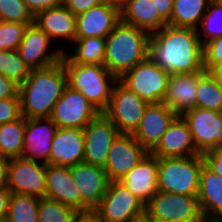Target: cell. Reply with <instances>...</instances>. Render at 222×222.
<instances>
[{
  "label": "cell",
  "instance_id": "ee69618b",
  "mask_svg": "<svg viewBox=\"0 0 222 222\" xmlns=\"http://www.w3.org/2000/svg\"><path fill=\"white\" fill-rule=\"evenodd\" d=\"M160 17L168 23L171 18L173 0H151Z\"/></svg>",
  "mask_w": 222,
  "mask_h": 222
},
{
  "label": "cell",
  "instance_id": "603a6c76",
  "mask_svg": "<svg viewBox=\"0 0 222 222\" xmlns=\"http://www.w3.org/2000/svg\"><path fill=\"white\" fill-rule=\"evenodd\" d=\"M45 197L72 207L81 214L78 185L71 177L70 167L46 164Z\"/></svg>",
  "mask_w": 222,
  "mask_h": 222
},
{
  "label": "cell",
  "instance_id": "e0dca14e",
  "mask_svg": "<svg viewBox=\"0 0 222 222\" xmlns=\"http://www.w3.org/2000/svg\"><path fill=\"white\" fill-rule=\"evenodd\" d=\"M120 21V3L105 0L76 16L75 38H106Z\"/></svg>",
  "mask_w": 222,
  "mask_h": 222
},
{
  "label": "cell",
  "instance_id": "5bb4252c",
  "mask_svg": "<svg viewBox=\"0 0 222 222\" xmlns=\"http://www.w3.org/2000/svg\"><path fill=\"white\" fill-rule=\"evenodd\" d=\"M83 133V162L104 168L109 149L120 132L104 113H100L83 129Z\"/></svg>",
  "mask_w": 222,
  "mask_h": 222
},
{
  "label": "cell",
  "instance_id": "9a60e30c",
  "mask_svg": "<svg viewBox=\"0 0 222 222\" xmlns=\"http://www.w3.org/2000/svg\"><path fill=\"white\" fill-rule=\"evenodd\" d=\"M52 44L50 37L33 23L26 27L18 52L30 70L44 68L62 60L64 48L49 51Z\"/></svg>",
  "mask_w": 222,
  "mask_h": 222
},
{
  "label": "cell",
  "instance_id": "7402d4cb",
  "mask_svg": "<svg viewBox=\"0 0 222 222\" xmlns=\"http://www.w3.org/2000/svg\"><path fill=\"white\" fill-rule=\"evenodd\" d=\"M158 157L148 153L120 180L145 205L158 192Z\"/></svg>",
  "mask_w": 222,
  "mask_h": 222
},
{
  "label": "cell",
  "instance_id": "52a82bcc",
  "mask_svg": "<svg viewBox=\"0 0 222 222\" xmlns=\"http://www.w3.org/2000/svg\"><path fill=\"white\" fill-rule=\"evenodd\" d=\"M92 213L101 222H134L145 217V204L120 181H110Z\"/></svg>",
  "mask_w": 222,
  "mask_h": 222
},
{
  "label": "cell",
  "instance_id": "484cf974",
  "mask_svg": "<svg viewBox=\"0 0 222 222\" xmlns=\"http://www.w3.org/2000/svg\"><path fill=\"white\" fill-rule=\"evenodd\" d=\"M197 199L204 219L222 218V177L203 165Z\"/></svg>",
  "mask_w": 222,
  "mask_h": 222
},
{
  "label": "cell",
  "instance_id": "f546056e",
  "mask_svg": "<svg viewBox=\"0 0 222 222\" xmlns=\"http://www.w3.org/2000/svg\"><path fill=\"white\" fill-rule=\"evenodd\" d=\"M25 118L0 125V156L13 159L21 157L24 145Z\"/></svg>",
  "mask_w": 222,
  "mask_h": 222
},
{
  "label": "cell",
  "instance_id": "b9f144b4",
  "mask_svg": "<svg viewBox=\"0 0 222 222\" xmlns=\"http://www.w3.org/2000/svg\"><path fill=\"white\" fill-rule=\"evenodd\" d=\"M19 96V85L0 74V99H8Z\"/></svg>",
  "mask_w": 222,
  "mask_h": 222
},
{
  "label": "cell",
  "instance_id": "681fc988",
  "mask_svg": "<svg viewBox=\"0 0 222 222\" xmlns=\"http://www.w3.org/2000/svg\"><path fill=\"white\" fill-rule=\"evenodd\" d=\"M203 222H222V218H220V219H203Z\"/></svg>",
  "mask_w": 222,
  "mask_h": 222
},
{
  "label": "cell",
  "instance_id": "4fadbf2b",
  "mask_svg": "<svg viewBox=\"0 0 222 222\" xmlns=\"http://www.w3.org/2000/svg\"><path fill=\"white\" fill-rule=\"evenodd\" d=\"M8 189L11 193L44 198L46 192V164L22 157L10 159Z\"/></svg>",
  "mask_w": 222,
  "mask_h": 222
},
{
  "label": "cell",
  "instance_id": "d6986e66",
  "mask_svg": "<svg viewBox=\"0 0 222 222\" xmlns=\"http://www.w3.org/2000/svg\"><path fill=\"white\" fill-rule=\"evenodd\" d=\"M178 115L166 104H149L133 137L150 152Z\"/></svg>",
  "mask_w": 222,
  "mask_h": 222
},
{
  "label": "cell",
  "instance_id": "d590c367",
  "mask_svg": "<svg viewBox=\"0 0 222 222\" xmlns=\"http://www.w3.org/2000/svg\"><path fill=\"white\" fill-rule=\"evenodd\" d=\"M0 21L31 25L34 15L24 0H0Z\"/></svg>",
  "mask_w": 222,
  "mask_h": 222
},
{
  "label": "cell",
  "instance_id": "74e56055",
  "mask_svg": "<svg viewBox=\"0 0 222 222\" xmlns=\"http://www.w3.org/2000/svg\"><path fill=\"white\" fill-rule=\"evenodd\" d=\"M204 70L222 64V36L213 38L203 45Z\"/></svg>",
  "mask_w": 222,
  "mask_h": 222
},
{
  "label": "cell",
  "instance_id": "c3c4849f",
  "mask_svg": "<svg viewBox=\"0 0 222 222\" xmlns=\"http://www.w3.org/2000/svg\"><path fill=\"white\" fill-rule=\"evenodd\" d=\"M75 222H101L93 213L80 214Z\"/></svg>",
  "mask_w": 222,
  "mask_h": 222
},
{
  "label": "cell",
  "instance_id": "f6af8a7d",
  "mask_svg": "<svg viewBox=\"0 0 222 222\" xmlns=\"http://www.w3.org/2000/svg\"><path fill=\"white\" fill-rule=\"evenodd\" d=\"M11 192L8 188L0 190V222H6Z\"/></svg>",
  "mask_w": 222,
  "mask_h": 222
},
{
  "label": "cell",
  "instance_id": "ac0fdd59",
  "mask_svg": "<svg viewBox=\"0 0 222 222\" xmlns=\"http://www.w3.org/2000/svg\"><path fill=\"white\" fill-rule=\"evenodd\" d=\"M44 122V123H43ZM56 125L51 118L25 119L24 145L21 157L49 164Z\"/></svg>",
  "mask_w": 222,
  "mask_h": 222
},
{
  "label": "cell",
  "instance_id": "7c38bea8",
  "mask_svg": "<svg viewBox=\"0 0 222 222\" xmlns=\"http://www.w3.org/2000/svg\"><path fill=\"white\" fill-rule=\"evenodd\" d=\"M72 180L78 185L81 214L92 213L104 197L110 180L103 167L81 162L70 167Z\"/></svg>",
  "mask_w": 222,
  "mask_h": 222
},
{
  "label": "cell",
  "instance_id": "f1b7e54d",
  "mask_svg": "<svg viewBox=\"0 0 222 222\" xmlns=\"http://www.w3.org/2000/svg\"><path fill=\"white\" fill-rule=\"evenodd\" d=\"M72 53L65 49L64 55L74 63L104 65L106 38L87 37L75 38Z\"/></svg>",
  "mask_w": 222,
  "mask_h": 222
},
{
  "label": "cell",
  "instance_id": "f35d334b",
  "mask_svg": "<svg viewBox=\"0 0 222 222\" xmlns=\"http://www.w3.org/2000/svg\"><path fill=\"white\" fill-rule=\"evenodd\" d=\"M20 97L0 99V125L21 117Z\"/></svg>",
  "mask_w": 222,
  "mask_h": 222
},
{
  "label": "cell",
  "instance_id": "f907efd6",
  "mask_svg": "<svg viewBox=\"0 0 222 222\" xmlns=\"http://www.w3.org/2000/svg\"><path fill=\"white\" fill-rule=\"evenodd\" d=\"M134 222H151V221H149L146 217H143V218H141L137 221H134Z\"/></svg>",
  "mask_w": 222,
  "mask_h": 222
},
{
  "label": "cell",
  "instance_id": "1f68e13d",
  "mask_svg": "<svg viewBox=\"0 0 222 222\" xmlns=\"http://www.w3.org/2000/svg\"><path fill=\"white\" fill-rule=\"evenodd\" d=\"M40 198L11 193L6 222H38Z\"/></svg>",
  "mask_w": 222,
  "mask_h": 222
},
{
  "label": "cell",
  "instance_id": "816d5d0a",
  "mask_svg": "<svg viewBox=\"0 0 222 222\" xmlns=\"http://www.w3.org/2000/svg\"><path fill=\"white\" fill-rule=\"evenodd\" d=\"M113 1L120 3V2H122L123 0H113Z\"/></svg>",
  "mask_w": 222,
  "mask_h": 222
},
{
  "label": "cell",
  "instance_id": "d6a6232c",
  "mask_svg": "<svg viewBox=\"0 0 222 222\" xmlns=\"http://www.w3.org/2000/svg\"><path fill=\"white\" fill-rule=\"evenodd\" d=\"M201 43L222 36V1L211 0L207 12L196 29Z\"/></svg>",
  "mask_w": 222,
  "mask_h": 222
},
{
  "label": "cell",
  "instance_id": "9c48e42d",
  "mask_svg": "<svg viewBox=\"0 0 222 222\" xmlns=\"http://www.w3.org/2000/svg\"><path fill=\"white\" fill-rule=\"evenodd\" d=\"M149 103L119 80L115 83L107 109L103 112L120 133L132 134L138 127Z\"/></svg>",
  "mask_w": 222,
  "mask_h": 222
},
{
  "label": "cell",
  "instance_id": "cb8c5ba5",
  "mask_svg": "<svg viewBox=\"0 0 222 222\" xmlns=\"http://www.w3.org/2000/svg\"><path fill=\"white\" fill-rule=\"evenodd\" d=\"M34 23L53 41L73 43L76 36V16L63 4L38 12Z\"/></svg>",
  "mask_w": 222,
  "mask_h": 222
},
{
  "label": "cell",
  "instance_id": "60d3db41",
  "mask_svg": "<svg viewBox=\"0 0 222 222\" xmlns=\"http://www.w3.org/2000/svg\"><path fill=\"white\" fill-rule=\"evenodd\" d=\"M104 1L105 0H63V5L77 16L92 7L98 6Z\"/></svg>",
  "mask_w": 222,
  "mask_h": 222
},
{
  "label": "cell",
  "instance_id": "d4e9b609",
  "mask_svg": "<svg viewBox=\"0 0 222 222\" xmlns=\"http://www.w3.org/2000/svg\"><path fill=\"white\" fill-rule=\"evenodd\" d=\"M197 84L198 72L170 75L162 103L166 104L177 115H182L196 107Z\"/></svg>",
  "mask_w": 222,
  "mask_h": 222
},
{
  "label": "cell",
  "instance_id": "e575fe53",
  "mask_svg": "<svg viewBox=\"0 0 222 222\" xmlns=\"http://www.w3.org/2000/svg\"><path fill=\"white\" fill-rule=\"evenodd\" d=\"M0 74L21 85L30 74V68L18 50H0Z\"/></svg>",
  "mask_w": 222,
  "mask_h": 222
},
{
  "label": "cell",
  "instance_id": "44dd1931",
  "mask_svg": "<svg viewBox=\"0 0 222 222\" xmlns=\"http://www.w3.org/2000/svg\"><path fill=\"white\" fill-rule=\"evenodd\" d=\"M158 158L189 157L199 154L194 146L187 122L178 115L158 144L149 152Z\"/></svg>",
  "mask_w": 222,
  "mask_h": 222
},
{
  "label": "cell",
  "instance_id": "ba28073f",
  "mask_svg": "<svg viewBox=\"0 0 222 222\" xmlns=\"http://www.w3.org/2000/svg\"><path fill=\"white\" fill-rule=\"evenodd\" d=\"M170 74L149 57L137 63L118 80L149 104L162 103Z\"/></svg>",
  "mask_w": 222,
  "mask_h": 222
},
{
  "label": "cell",
  "instance_id": "8992f818",
  "mask_svg": "<svg viewBox=\"0 0 222 222\" xmlns=\"http://www.w3.org/2000/svg\"><path fill=\"white\" fill-rule=\"evenodd\" d=\"M151 222H203L197 196L158 191L145 205Z\"/></svg>",
  "mask_w": 222,
  "mask_h": 222
},
{
  "label": "cell",
  "instance_id": "8d00e7d4",
  "mask_svg": "<svg viewBox=\"0 0 222 222\" xmlns=\"http://www.w3.org/2000/svg\"><path fill=\"white\" fill-rule=\"evenodd\" d=\"M26 24L0 21V50H18Z\"/></svg>",
  "mask_w": 222,
  "mask_h": 222
},
{
  "label": "cell",
  "instance_id": "4dcf8cb0",
  "mask_svg": "<svg viewBox=\"0 0 222 222\" xmlns=\"http://www.w3.org/2000/svg\"><path fill=\"white\" fill-rule=\"evenodd\" d=\"M196 107L222 113V85L209 72H198Z\"/></svg>",
  "mask_w": 222,
  "mask_h": 222
},
{
  "label": "cell",
  "instance_id": "4316f807",
  "mask_svg": "<svg viewBox=\"0 0 222 222\" xmlns=\"http://www.w3.org/2000/svg\"><path fill=\"white\" fill-rule=\"evenodd\" d=\"M120 15L123 23L136 26L149 34L167 25L151 0H123L120 2Z\"/></svg>",
  "mask_w": 222,
  "mask_h": 222
},
{
  "label": "cell",
  "instance_id": "3957f363",
  "mask_svg": "<svg viewBox=\"0 0 222 222\" xmlns=\"http://www.w3.org/2000/svg\"><path fill=\"white\" fill-rule=\"evenodd\" d=\"M150 34L120 21L106 37L104 66L118 79L148 57Z\"/></svg>",
  "mask_w": 222,
  "mask_h": 222
},
{
  "label": "cell",
  "instance_id": "8fae6325",
  "mask_svg": "<svg viewBox=\"0 0 222 222\" xmlns=\"http://www.w3.org/2000/svg\"><path fill=\"white\" fill-rule=\"evenodd\" d=\"M192 134L194 146L199 154L222 147V113L214 110L194 107L184 112Z\"/></svg>",
  "mask_w": 222,
  "mask_h": 222
},
{
  "label": "cell",
  "instance_id": "836d02e7",
  "mask_svg": "<svg viewBox=\"0 0 222 222\" xmlns=\"http://www.w3.org/2000/svg\"><path fill=\"white\" fill-rule=\"evenodd\" d=\"M79 215L75 209L57 200L40 198L38 222H75Z\"/></svg>",
  "mask_w": 222,
  "mask_h": 222
},
{
  "label": "cell",
  "instance_id": "ffe728a7",
  "mask_svg": "<svg viewBox=\"0 0 222 222\" xmlns=\"http://www.w3.org/2000/svg\"><path fill=\"white\" fill-rule=\"evenodd\" d=\"M84 133L79 127L57 128L49 165L71 167L84 160Z\"/></svg>",
  "mask_w": 222,
  "mask_h": 222
},
{
  "label": "cell",
  "instance_id": "277c9868",
  "mask_svg": "<svg viewBox=\"0 0 222 222\" xmlns=\"http://www.w3.org/2000/svg\"><path fill=\"white\" fill-rule=\"evenodd\" d=\"M62 61L67 74V85L82 93L103 113L109 105L112 90L118 78L101 64L74 63L64 54Z\"/></svg>",
  "mask_w": 222,
  "mask_h": 222
},
{
  "label": "cell",
  "instance_id": "7bdbcfd3",
  "mask_svg": "<svg viewBox=\"0 0 222 222\" xmlns=\"http://www.w3.org/2000/svg\"><path fill=\"white\" fill-rule=\"evenodd\" d=\"M24 2L34 16L40 11L63 4V0H24Z\"/></svg>",
  "mask_w": 222,
  "mask_h": 222
},
{
  "label": "cell",
  "instance_id": "ab89813d",
  "mask_svg": "<svg viewBox=\"0 0 222 222\" xmlns=\"http://www.w3.org/2000/svg\"><path fill=\"white\" fill-rule=\"evenodd\" d=\"M203 158L205 165L222 177V147L204 153Z\"/></svg>",
  "mask_w": 222,
  "mask_h": 222
},
{
  "label": "cell",
  "instance_id": "2e32d148",
  "mask_svg": "<svg viewBox=\"0 0 222 222\" xmlns=\"http://www.w3.org/2000/svg\"><path fill=\"white\" fill-rule=\"evenodd\" d=\"M149 152L132 134L120 133L113 141L104 166L110 181H120Z\"/></svg>",
  "mask_w": 222,
  "mask_h": 222
},
{
  "label": "cell",
  "instance_id": "83f0119b",
  "mask_svg": "<svg viewBox=\"0 0 222 222\" xmlns=\"http://www.w3.org/2000/svg\"><path fill=\"white\" fill-rule=\"evenodd\" d=\"M211 0H173L170 21L177 27L197 29Z\"/></svg>",
  "mask_w": 222,
  "mask_h": 222
},
{
  "label": "cell",
  "instance_id": "6da1fadb",
  "mask_svg": "<svg viewBox=\"0 0 222 222\" xmlns=\"http://www.w3.org/2000/svg\"><path fill=\"white\" fill-rule=\"evenodd\" d=\"M148 57L170 75L205 71L203 44L193 28L167 24L150 34Z\"/></svg>",
  "mask_w": 222,
  "mask_h": 222
},
{
  "label": "cell",
  "instance_id": "7a4b0ae2",
  "mask_svg": "<svg viewBox=\"0 0 222 222\" xmlns=\"http://www.w3.org/2000/svg\"><path fill=\"white\" fill-rule=\"evenodd\" d=\"M66 86L67 74L62 60L44 68L31 69L19 85L21 115L25 119L50 118Z\"/></svg>",
  "mask_w": 222,
  "mask_h": 222
},
{
  "label": "cell",
  "instance_id": "30bf717a",
  "mask_svg": "<svg viewBox=\"0 0 222 222\" xmlns=\"http://www.w3.org/2000/svg\"><path fill=\"white\" fill-rule=\"evenodd\" d=\"M100 113L82 93L67 85L50 118L57 128L79 127L83 130Z\"/></svg>",
  "mask_w": 222,
  "mask_h": 222
},
{
  "label": "cell",
  "instance_id": "7dc6e473",
  "mask_svg": "<svg viewBox=\"0 0 222 222\" xmlns=\"http://www.w3.org/2000/svg\"><path fill=\"white\" fill-rule=\"evenodd\" d=\"M208 72L217 82L222 85V64L213 66Z\"/></svg>",
  "mask_w": 222,
  "mask_h": 222
},
{
  "label": "cell",
  "instance_id": "5b68a950",
  "mask_svg": "<svg viewBox=\"0 0 222 222\" xmlns=\"http://www.w3.org/2000/svg\"><path fill=\"white\" fill-rule=\"evenodd\" d=\"M204 164L202 154L158 158V191L197 196L200 172Z\"/></svg>",
  "mask_w": 222,
  "mask_h": 222
},
{
  "label": "cell",
  "instance_id": "bcb514c9",
  "mask_svg": "<svg viewBox=\"0 0 222 222\" xmlns=\"http://www.w3.org/2000/svg\"><path fill=\"white\" fill-rule=\"evenodd\" d=\"M10 159L0 156V190L8 188V166Z\"/></svg>",
  "mask_w": 222,
  "mask_h": 222
}]
</instances>
